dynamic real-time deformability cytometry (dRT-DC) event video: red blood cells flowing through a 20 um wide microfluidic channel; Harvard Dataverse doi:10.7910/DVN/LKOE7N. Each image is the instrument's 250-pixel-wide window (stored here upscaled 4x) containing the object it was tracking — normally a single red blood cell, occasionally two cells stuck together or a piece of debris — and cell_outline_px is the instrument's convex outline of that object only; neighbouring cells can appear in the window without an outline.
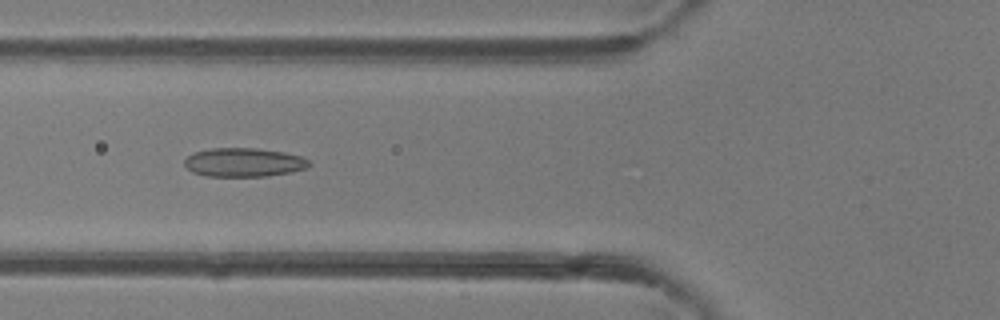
{"species": "common noctule bat (a hibernating species)", "species_latin": "Nyctalus noctula", "temperature_condition": "room temperature", "stored_images_in_passage": 25, "camera_frame_rate_fps": 3000, "um_per_image_px": 0.085, "animal": {"sex": "female"}, "frame": {"image": 1, "passage_image": 9, "time_ms": 2.667, "image_size_px": [1000, 320], "cell_outline_px": [[312, 164], [308, 168], [292, 172], [268, 176], [204, 176], [192, 172], [184, 164], [184, 160], [188, 156], [196, 152], [212, 148], [256, 148], [284, 152], [304, 156]], "centroid_in_image_um": [20.78, 13.8], "position_along_channel_um": 105.0, "area_um2": 21.1}}
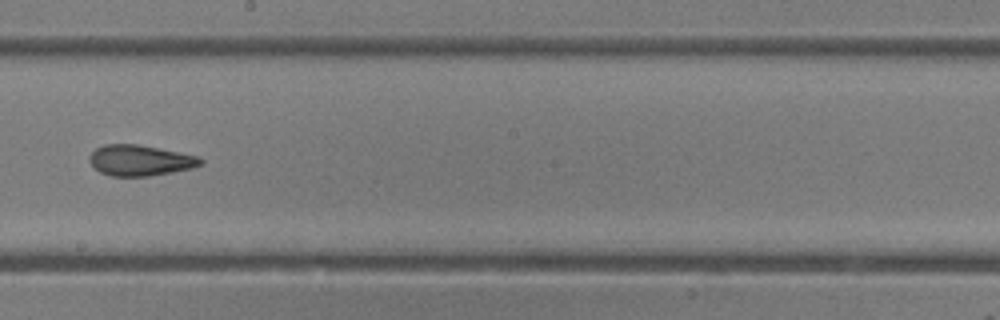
{"frame": {"image": 2, "passage_image": 18, "time_ms": 5.667, "image_size_px": [1000, 320], "cell_outline_px": [[204, 164], [192, 168], [172, 172], [148, 176], [112, 176], [100, 172], [88, 160], [88, 156], [96, 148], [104, 144], [136, 144], [200, 156], [204, 160]], "centroid_in_image_um": [11.93, 13.63], "position_along_channel_um": 236.3, "area_um2": 19.94}}
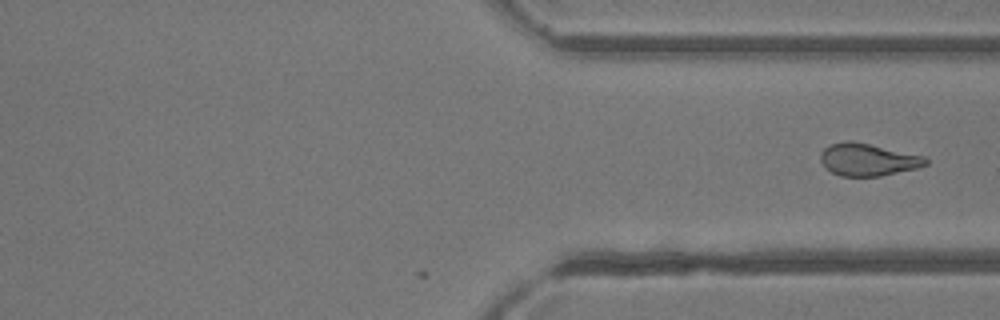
{"frame": {"image": 3, "passage_image": 25, "time_ms": 8.0, "image_size_px": [1000, 320], "cell_outline_px": [[928, 164], [916, 168], [880, 176], [840, 176], [832, 172], [820, 160], [820, 152], [824, 148], [832, 144], [868, 144], [924, 156], [928, 160]], "centroid_in_image_um": [73.8, 13.61], "position_along_channel_um": 337.6, "area_um2": 18.96}}